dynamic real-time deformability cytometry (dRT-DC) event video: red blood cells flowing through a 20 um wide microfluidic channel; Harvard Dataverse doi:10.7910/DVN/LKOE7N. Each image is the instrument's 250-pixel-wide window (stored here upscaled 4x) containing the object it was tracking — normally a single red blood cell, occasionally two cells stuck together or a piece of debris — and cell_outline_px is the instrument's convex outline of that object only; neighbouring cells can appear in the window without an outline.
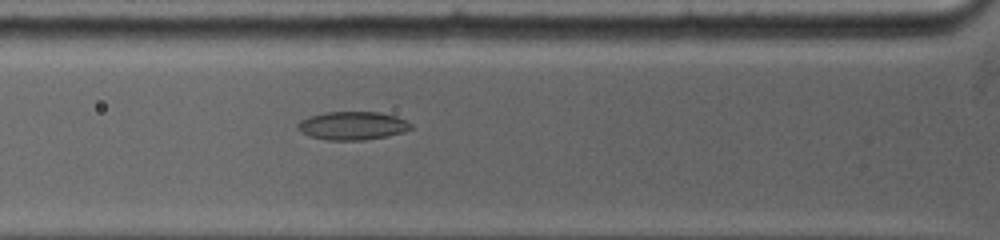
{"species": "common noctule bat (a hibernating species)", "species_latin": "Nyctalus noctula", "temperature_condition": "warm", "stored_images_in_passage": 2, "camera_frame_rate_fps": 5000, "um_per_image_px": 0.085, "animal": {"sex": "female", "body_mass_g": 19.0, "forearm_length_mm": 53.3}, "frame": {"image": 1, "passage_image": 2, "time_ms": 0.6, "image_size_px": [1000, 240], "cell_outline_px": [[412, 128], [404, 132], [364, 140], [328, 140], [308, 136], [296, 128], [296, 124], [300, 120], [308, 116], [324, 112], [380, 112], [396, 116], [412, 124]], "centroid_in_image_um": [29.92, 10.68], "position_along_channel_um": 95.9, "area_um2": 18.73}}